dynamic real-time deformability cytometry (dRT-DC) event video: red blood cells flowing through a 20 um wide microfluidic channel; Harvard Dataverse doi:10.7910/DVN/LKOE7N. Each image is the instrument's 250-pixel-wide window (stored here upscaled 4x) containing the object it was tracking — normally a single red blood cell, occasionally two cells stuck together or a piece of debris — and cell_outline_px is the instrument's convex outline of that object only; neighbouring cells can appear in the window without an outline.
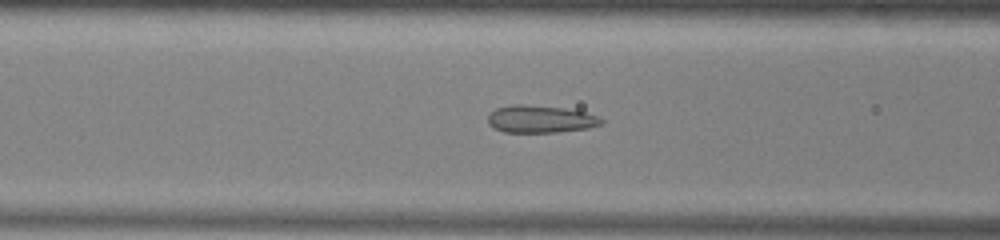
{"species": "common noctule bat (a hibernating species)", "species_latin": "Nyctalus noctula", "temperature_condition": "warm", "stored_images_in_passage": 44, "camera_frame_rate_fps": 3000, "um_per_image_px": 0.085, "animal": {"sex": "male", "body_mass_g": 13.0, "forearm_length_mm": 53.1}, "frame": {"image": 1, "passage_image": 13, "time_ms": 4.0, "image_size_px": [1000, 240], "cell_outline_px": [[604, 124], [588, 128], [556, 132], [504, 132], [488, 124], [488, 116], [496, 108], [516, 104], [524, 104], [564, 108], [584, 112], [596, 116], [604, 120]], "centroid_in_image_um": [45.95, 10.12], "position_along_channel_um": 120.7, "area_um2": 17.98}}
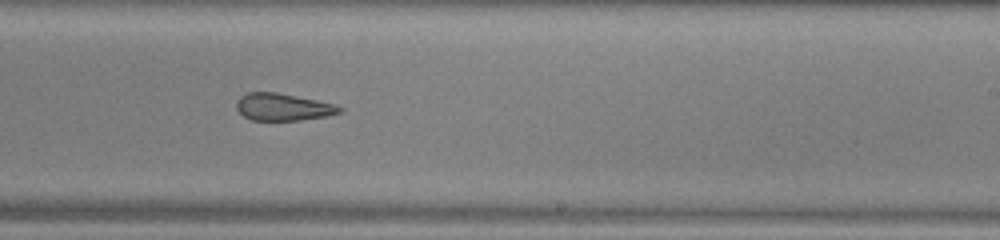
{"frame": {"image": 2, "passage_image": 24, "time_ms": 7.667, "image_size_px": [1000, 240], "cell_outline_px": [[344, 108], [340, 112], [328, 116], [300, 120], [252, 120], [244, 116], [236, 108], [236, 100], [240, 96], [248, 92], [276, 92], [336, 104]], "centroid_in_image_um": [24.05, 9.09], "position_along_channel_um": 264.9, "area_um2": 16.36}}
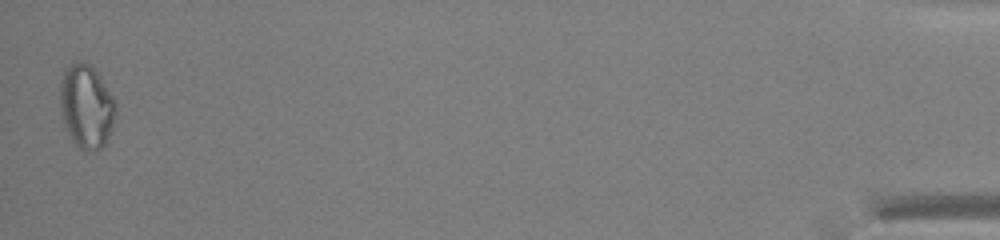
{"frame": {"image": 3, "passage_image": 44, "time_ms": 14.333, "image_size_px": [1000, 240], "cell_outline_px": [[116, 112], [112, 128], [104, 144], [100, 148], [88, 152], [80, 148], [68, 136], [64, 128], [60, 112], [60, 80], [64, 72], [72, 64], [80, 60], [88, 64], [96, 72], [116, 100]], "centroid_in_image_um": [7.33, 9.07], "position_along_channel_um": 427.9, "area_um2": 27.17}, "authors_computed_cell_mechanics": {"area_um2": 19.2763, "velocity_mm_per_s": 3.9456, "shape_relaxation_time_tau1_ms": null, "shape_relaxation_time_tau2_ms": 3.5771, "deformation_change_tau1": null, "deformation_change_tau2": 0.0895}}